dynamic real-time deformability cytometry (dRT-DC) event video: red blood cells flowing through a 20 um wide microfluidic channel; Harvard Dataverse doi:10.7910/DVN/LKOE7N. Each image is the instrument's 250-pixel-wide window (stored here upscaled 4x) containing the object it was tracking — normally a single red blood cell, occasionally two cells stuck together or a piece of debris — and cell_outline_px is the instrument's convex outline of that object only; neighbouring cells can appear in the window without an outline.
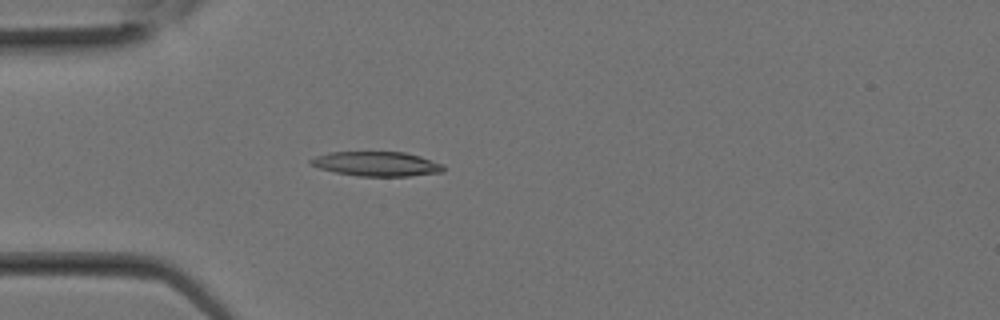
{"species": "Egyptian fruit bat (a non-hibernating species)", "species_latin": "Rousettus aegyptiacus", "temperature_condition": "room temperature", "stored_images_in_passage": 28, "camera_frame_rate_fps": 3000, "um_per_image_px": 0.085, "animal": {"sex": "female"}, "frame": {"image": 1, "passage_image": 8, "time_ms": 2.333, "image_size_px": [1000, 320], "cell_outline_px": [[444, 172], [408, 176], [356, 176], [336, 172], [320, 168], [308, 164], [308, 160], [316, 156], [328, 152], [404, 152], [420, 156], [444, 164]], "centroid_in_image_um": [32.01, 13.93], "position_along_channel_um": 53.0, "area_um2": 19.07}}
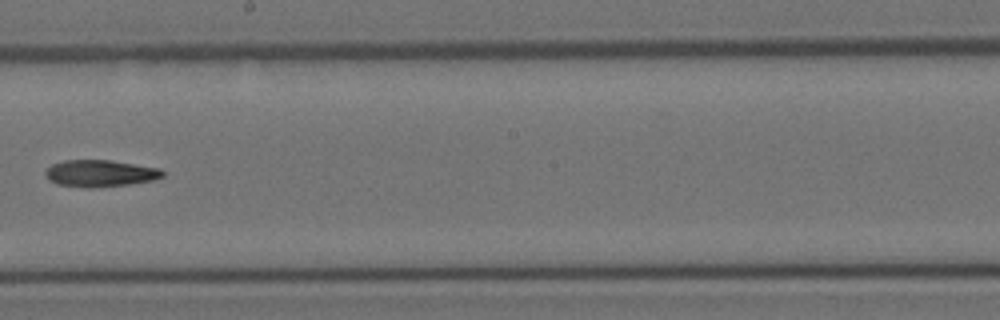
{"frame": {"image": 2, "passage_image": 16, "time_ms": 5.0, "image_size_px": [1000, 320], "cell_outline_px": [[164, 176], [152, 180], [128, 184], [92, 188], [88, 188], [56, 184], [48, 180], [44, 176], [44, 172], [52, 164], [64, 160], [108, 160], [160, 168], [164, 172]], "centroid_in_image_um": [8.47, 14.74], "position_along_channel_um": 239.7, "area_um2": 18.32}}
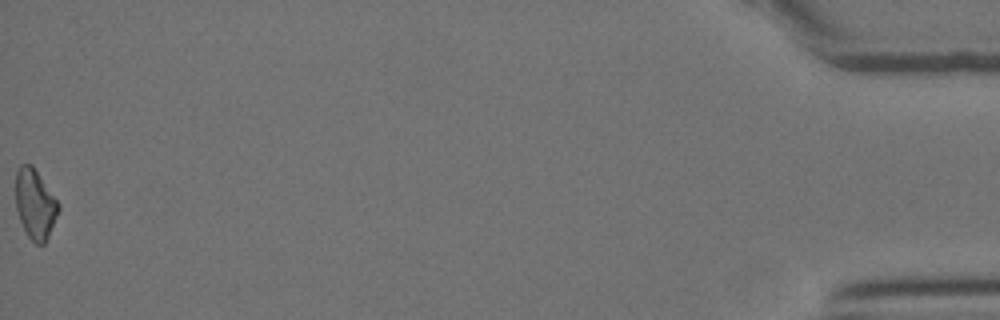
{"frame": {"image": 3, "passage_image": 28, "time_ms": 9.0, "image_size_px": [1000, 320], "cell_outline_px": [[60, 208], [48, 236], [44, 244], [36, 244], [28, 236], [20, 220], [16, 208], [16, 172], [20, 164], [32, 164], [60, 204]], "centroid_in_image_um": [2.98, 17.32], "position_along_channel_um": 432.2, "area_um2": 17.22}}